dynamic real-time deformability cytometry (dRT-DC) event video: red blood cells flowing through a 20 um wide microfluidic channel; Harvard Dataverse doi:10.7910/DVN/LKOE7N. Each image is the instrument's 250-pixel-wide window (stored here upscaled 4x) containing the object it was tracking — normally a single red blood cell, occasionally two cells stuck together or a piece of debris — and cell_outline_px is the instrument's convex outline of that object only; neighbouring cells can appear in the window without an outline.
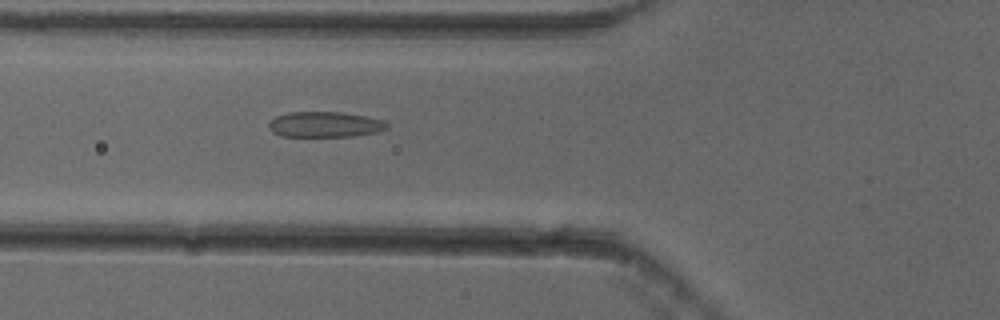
{"species": "common noctule bat (a hibernating species)", "species_latin": "Nyctalus noctula", "temperature_condition": "cold", "stored_images_in_passage": 38, "camera_frame_rate_fps": 3000, "um_per_image_px": 0.085, "animal": {"sex": "female"}, "frame": {"image": 1, "passage_image": 5, "time_ms": 1.333, "image_size_px": [1000, 320], "cell_outline_px": [[388, 128], [376, 132], [352, 136], [280, 136], [272, 132], [268, 128], [268, 124], [276, 116], [288, 112], [340, 112], [364, 116], [384, 120], [388, 124]], "centroid_in_image_um": [27.59, 10.58], "position_along_channel_um": 98.2, "area_um2": 17.51}}
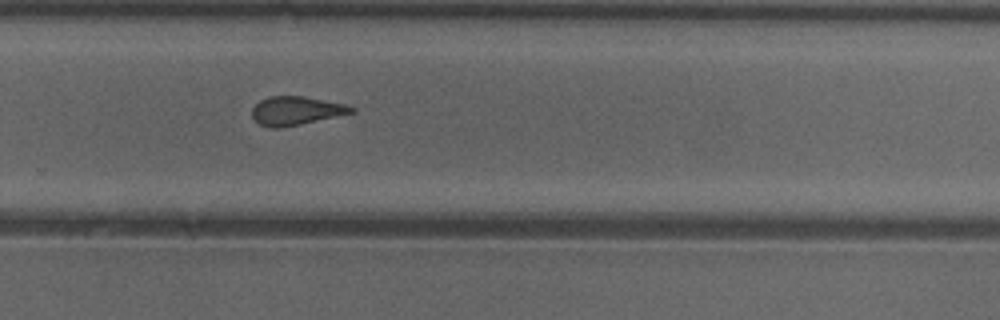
{"frame": {"image": 2, "passage_image": 21, "time_ms": 6.667, "image_size_px": [1000, 320], "cell_outline_px": [[356, 112], [300, 124], [280, 128], [272, 128], [260, 124], [252, 116], [252, 108], [260, 100], [268, 96], [304, 96], [344, 104], [356, 108]], "centroid_in_image_um": [25.16, 9.41], "position_along_channel_um": 304.6, "area_um2": 16.47}}
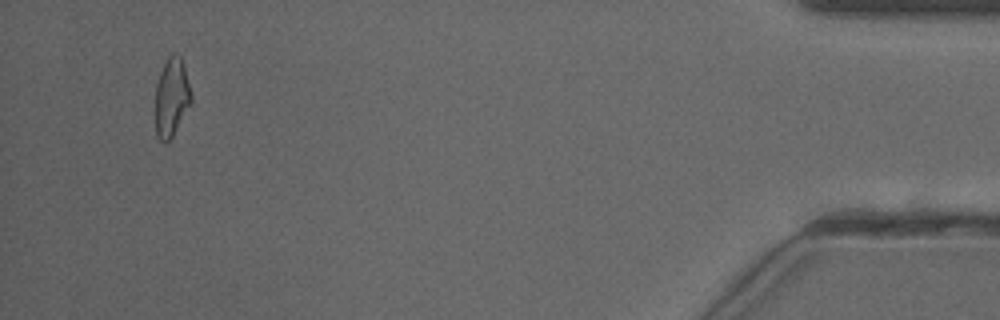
{"frame": {"image": 3, "passage_image": 36, "time_ms": 11.667, "image_size_px": [1000, 320], "cell_outline_px": [[192, 100], [172, 136], [168, 140], [160, 140], [156, 136], [156, 84], [160, 72], [168, 56], [172, 52], [176, 52], [180, 56], [184, 68], [192, 96]], "centroid_in_image_um": [14.57, 8.22], "position_along_channel_um": 420.6, "area_um2": 16.01}, "authors_computed_cell_mechanics": {"area_um2": 17.0221, "velocity_mm_per_s": 3.8608, "shape_relaxation_time_tau1_ms": null, "shape_relaxation_time_tau2_ms": 1.6403, "deformation_change_tau1": null, "deformation_change_tau2": 0.0788}}